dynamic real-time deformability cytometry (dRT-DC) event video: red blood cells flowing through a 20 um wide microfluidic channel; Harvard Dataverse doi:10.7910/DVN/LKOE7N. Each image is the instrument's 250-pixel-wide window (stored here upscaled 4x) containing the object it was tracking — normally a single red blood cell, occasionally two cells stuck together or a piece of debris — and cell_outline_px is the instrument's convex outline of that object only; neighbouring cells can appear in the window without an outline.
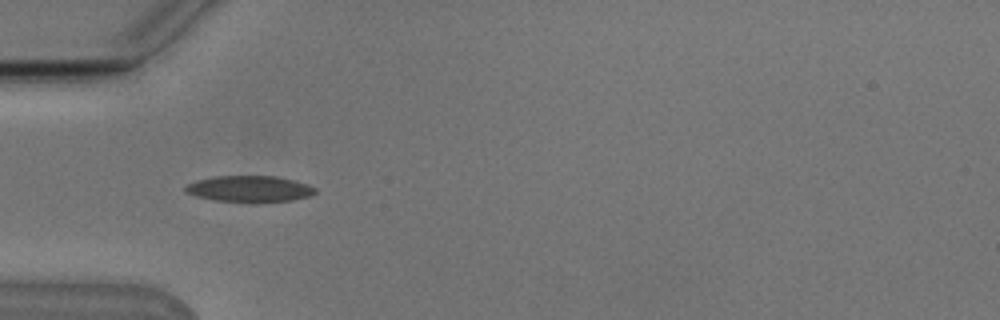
{"species": "Egyptian fruit bat (a non-hibernating species)", "species_latin": "Rousettus aegyptiacus", "temperature_condition": "cold", "stored_images_in_passage": 38, "camera_frame_rate_fps": 3000, "um_per_image_px": 0.085, "animal": {"sex": "male"}, "frame": {"image": 1, "passage_image": 1, "time_ms": 0.0, "image_size_px": [1000, 320], "cell_outline_px": [[316, 192], [308, 196], [292, 200], [260, 204], [252, 204], [212, 200], [196, 196], [184, 192], [184, 188], [188, 184], [196, 180], [216, 176], [276, 176], [308, 184], [316, 188]], "centroid_in_image_um": [21.19, 16.09], "position_along_channel_um": 63.8, "area_um2": 20.4}}
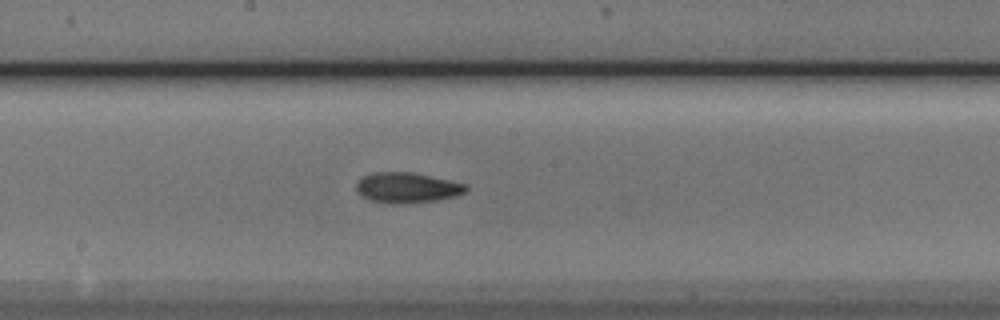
{"frame": {"image": 2, "passage_image": 13, "time_ms": 4.0, "image_size_px": [1000, 320], "cell_outline_px": [[468, 188], [464, 192], [456, 196], [436, 200], [404, 204], [392, 204], [368, 200], [360, 196], [356, 192], [356, 184], [364, 176], [372, 172], [412, 172], [468, 184]], "centroid_in_image_um": [34.58, 15.96], "position_along_channel_um": 213.6, "area_um2": 19.59}}
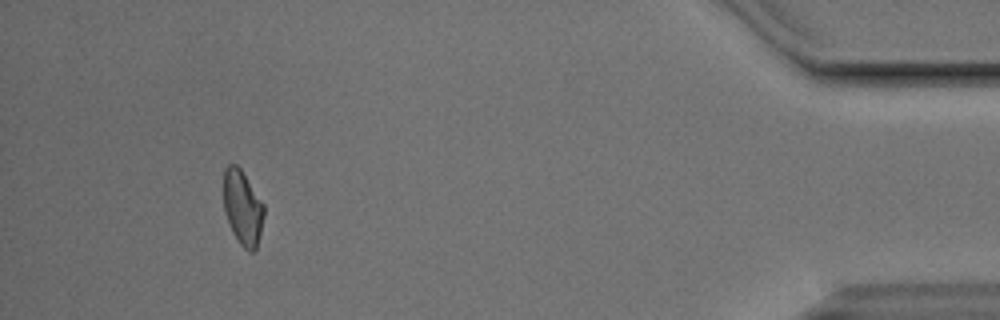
{"frame": {"image": 3, "passage_image": 34, "time_ms": 11.0, "image_size_px": [1000, 320], "cell_outline_px": [[264, 216], [256, 248], [252, 252], [248, 252], [240, 244], [232, 232], [224, 212], [224, 172], [228, 164], [236, 164], [240, 168], [264, 204]], "centroid_in_image_um": [20.62, 17.66], "position_along_channel_um": 414.6, "area_um2": 17.46}, "authors_computed_cell_mechanics": {"area_um2": 18.6116, "velocity_mm_per_s": 3.7832, "shape_relaxation_time_tau1_ms": 6.2485, "shape_relaxation_time_tau2_ms": 4.2726, "deformation_change_tau1": 0.1391, "deformation_change_tau2": 0.109}}